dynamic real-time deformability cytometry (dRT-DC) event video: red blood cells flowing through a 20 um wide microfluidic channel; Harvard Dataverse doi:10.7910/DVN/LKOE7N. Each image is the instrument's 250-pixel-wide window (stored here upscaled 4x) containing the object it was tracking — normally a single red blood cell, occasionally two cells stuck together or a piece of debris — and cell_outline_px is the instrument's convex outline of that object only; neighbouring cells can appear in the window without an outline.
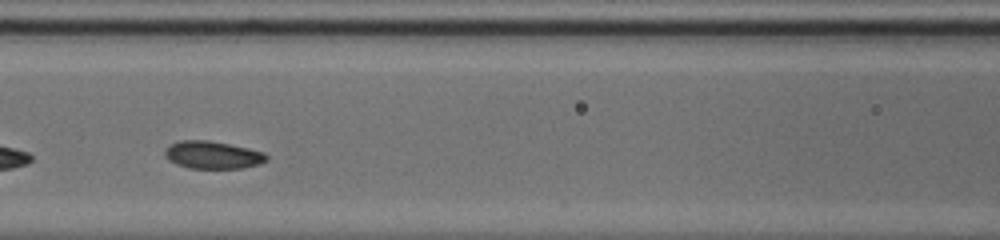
{"species": "common noctule bat (a hibernating species)", "species_latin": "Nyctalus noctula", "temperature_condition": "cold", "stored_images_in_passage": 33, "camera_frame_rate_fps": 3000, "um_per_image_px": 0.085, "animal": {"sex": "male", "body_mass_g": 20.0, "forearm_length_mm": 53.3}, "frame": {"image": 1, "passage_image": 14, "time_ms": 4.333, "image_size_px": [1000, 240], "cell_outline_px": [[268, 160], [260, 164], [240, 168], [188, 168], [176, 164], [168, 160], [164, 156], [164, 148], [180, 140], [208, 140], [248, 148], [264, 152], [268, 156]], "centroid_in_image_um": [18.06, 13.17], "position_along_channel_um": 148.5, "area_um2": 16.42}}
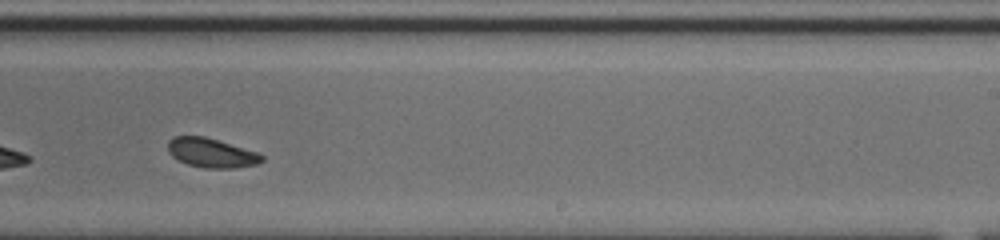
{"frame": {"image": 2, "passage_image": 24, "time_ms": 7.667, "image_size_px": [1000, 240], "cell_outline_px": [[264, 160], [256, 164], [236, 168], [204, 168], [188, 164], [172, 156], [168, 152], [168, 140], [176, 136], [204, 136], [256, 152], [264, 156]], "centroid_in_image_um": [17.96, 13.0], "position_along_channel_um": 271.0, "area_um2": 15.84}}
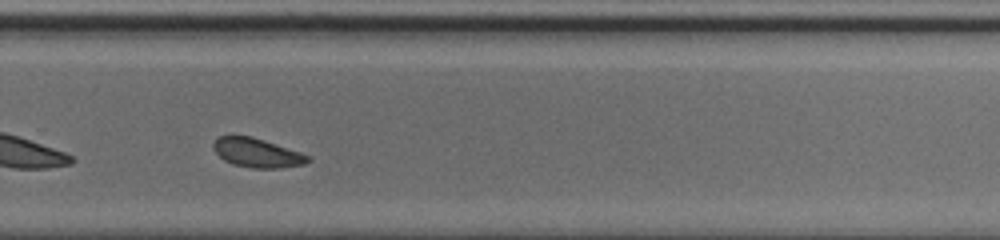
{"frame": {"image": 3, "passage_image": 27, "time_ms": 8.667, "image_size_px": [1000, 240], "cell_outline_px": [[312, 160], [304, 164], [280, 168], [252, 168], [232, 164], [224, 160], [212, 148], [212, 144], [220, 136], [232, 132], [252, 136], [300, 152], [308, 156]], "centroid_in_image_um": [21.79, 12.95], "position_along_channel_um": 308.0, "area_um2": 16.36}, "authors_computed_cell_mechanics": {"area_um2": 16.3574, "velocity_mm_per_s": 3.6874, "shape_relaxation_time_tau1_ms": 3.1612, "shape_relaxation_time_tau2_ms": 4.1627, "deformation_change_tau1": 0.0929, "deformation_change_tau2": 0.0747}}